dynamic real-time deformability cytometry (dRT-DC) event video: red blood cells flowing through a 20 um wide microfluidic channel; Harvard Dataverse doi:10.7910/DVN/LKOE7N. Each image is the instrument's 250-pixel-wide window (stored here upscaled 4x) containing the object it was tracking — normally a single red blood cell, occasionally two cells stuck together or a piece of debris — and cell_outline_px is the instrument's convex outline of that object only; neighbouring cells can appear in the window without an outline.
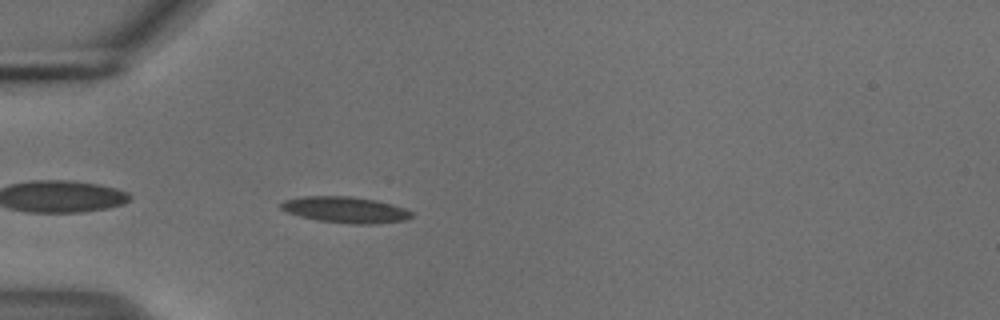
{"species": "common noctule bat (a hibernating species)", "species_latin": "Nyctalus noctula", "temperature_condition": "cold", "stored_images_in_passage": 40, "camera_frame_rate_fps": 3000, "um_per_image_px": 0.085, "animal": {"sex": "male", "body_mass_g": 18.8}, "frame": {"image": 1, "passage_image": 2, "time_ms": 0.333, "image_size_px": [1000, 320], "cell_outline_px": [[412, 216], [408, 220], [376, 224], [352, 224], [320, 220], [300, 216], [288, 212], [280, 208], [280, 204], [284, 200], [304, 196], [352, 196], [376, 200], [392, 204], [404, 208], [412, 212]], "centroid_in_image_um": [29.4, 17.83], "position_along_channel_um": 55.6, "area_um2": 19.88}}
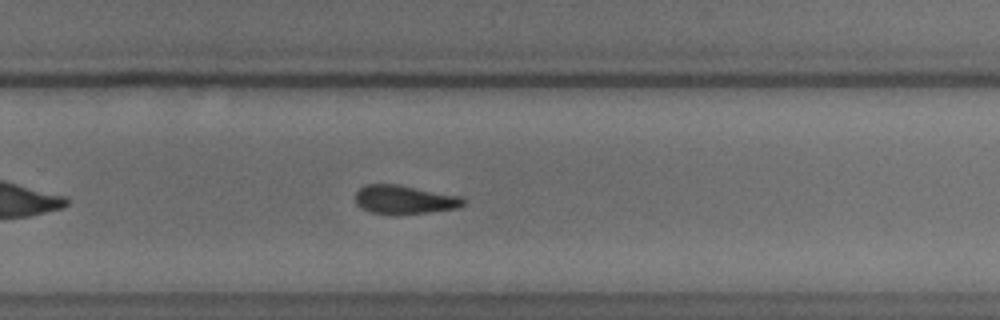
{"frame": {"image": 2, "passage_image": 22, "time_ms": 7.0, "image_size_px": [1000, 320], "cell_outline_px": [[468, 200], [464, 204], [456, 208], [428, 212], [372, 212], [360, 208], [356, 204], [356, 192], [364, 184], [396, 184], [464, 196]], "centroid_in_image_um": [34.42, 16.92], "position_along_channel_um": 295.4, "area_um2": 17.69}}
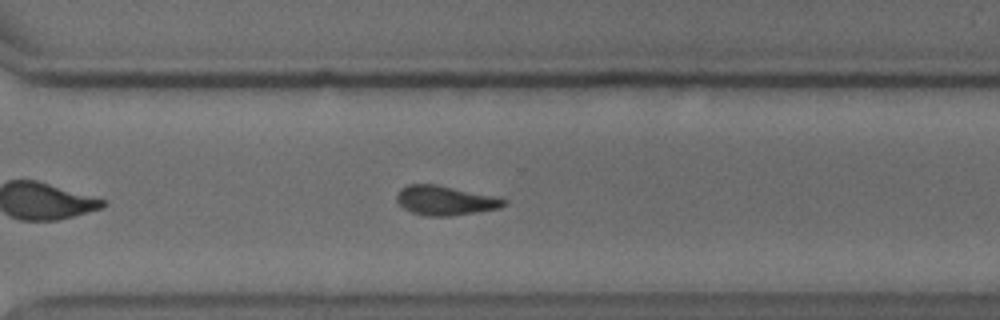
{"frame": {"image": 3, "passage_image": 25, "time_ms": 8.0, "image_size_px": [1000, 320], "cell_outline_px": [[508, 204], [500, 208], [452, 216], [428, 216], [412, 212], [404, 208], [396, 200], [396, 196], [400, 188], [408, 184], [436, 184], [508, 200]], "centroid_in_image_um": [37.81, 17.04], "position_along_channel_um": 332.8, "area_um2": 18.15}, "authors_computed_cell_mechanics": {"area_um2": 18.2937, "velocity_mm_per_s": 3.7328, "shape_relaxation_time_tau1_ms": 4.948, "shape_relaxation_time_tau2_ms": 8.4976, "deformation_change_tau1": 0.1331, "deformation_change_tau2": 0.123}}